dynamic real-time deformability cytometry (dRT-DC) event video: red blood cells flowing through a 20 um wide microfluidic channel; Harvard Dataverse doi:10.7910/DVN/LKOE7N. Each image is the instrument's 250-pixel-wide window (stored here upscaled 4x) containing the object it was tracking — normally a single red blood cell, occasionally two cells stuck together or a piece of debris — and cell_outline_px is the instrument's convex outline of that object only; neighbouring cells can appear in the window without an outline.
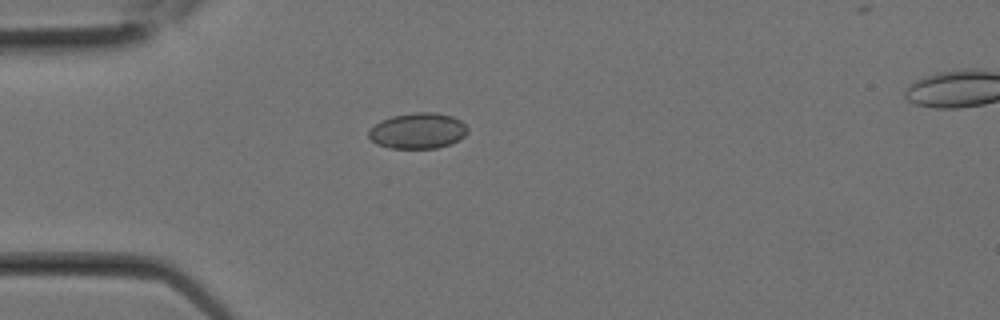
{"species": "Egyptian fruit bat (a non-hibernating species)", "species_latin": "Rousettus aegyptiacus", "temperature_condition": "room temperature", "stored_images_in_passage": 4, "segment_of_instrument_passage": [1, 2], "camera_frame_rate_fps": 3000, "um_per_image_px": 0.085, "animal": {"sex": "female"}, "frame": {"image": 1, "passage_image": 3, "time_ms": 0.667, "image_size_px": [1000, 320], "cell_outline_px": [[468, 132], [460, 140], [436, 148], [388, 148], [376, 144], [368, 136], [368, 132], [380, 120], [392, 116], [416, 112], [436, 112], [452, 116], [460, 120], [468, 128]], "centroid_in_image_um": [35.52, 11.11], "position_along_channel_um": 49.5, "area_um2": 20.63}}